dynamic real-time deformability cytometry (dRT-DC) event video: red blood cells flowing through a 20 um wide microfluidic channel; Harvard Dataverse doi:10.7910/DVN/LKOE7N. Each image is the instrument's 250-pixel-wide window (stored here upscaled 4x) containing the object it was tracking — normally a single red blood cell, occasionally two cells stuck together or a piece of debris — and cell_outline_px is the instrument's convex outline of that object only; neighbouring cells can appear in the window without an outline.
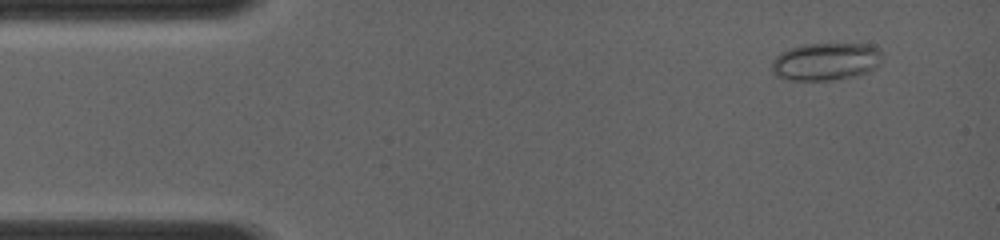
{"species": "common noctule bat (a hibernating species)", "species_latin": "Nyctalus noctula", "temperature_condition": "room temperature", "stored_images_in_passage": 37, "camera_frame_rate_fps": 4000, "um_per_image_px": 0.085, "animal": {"sex": "female", "body_mass_g": 19.0, "forearm_length_mm": 56.7}, "frame": {"image": 1, "passage_image": 1, "time_ms": 0.0, "image_size_px": [1000, 240], "cell_outline_px": [[884, 52], [880, 64], [876, 68], [868, 72], [856, 76], [828, 80], [788, 80], [776, 76], [772, 72], [772, 60], [780, 52], [788, 48], [804, 44], [868, 44], [880, 48]], "centroid_in_image_um": [70.22, 5.22], "position_along_channel_um": 14.8, "area_um2": 24.62}}
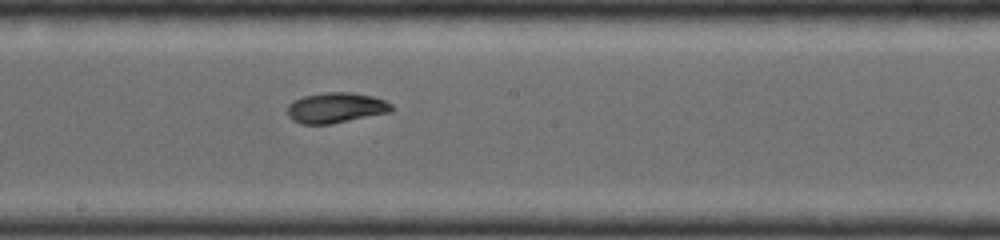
{"frame": {"image": 2, "passage_image": 17, "time_ms": 6.5, "image_size_px": [1000, 240], "cell_outline_px": [[396, 108], [392, 112], [332, 124], [300, 124], [292, 120], [288, 116], [288, 104], [304, 96], [324, 92], [352, 92], [372, 96], [384, 100], [392, 104]], "centroid_in_image_um": [28.59, 9.17], "position_along_channel_um": 219.6, "area_um2": 18.67}}
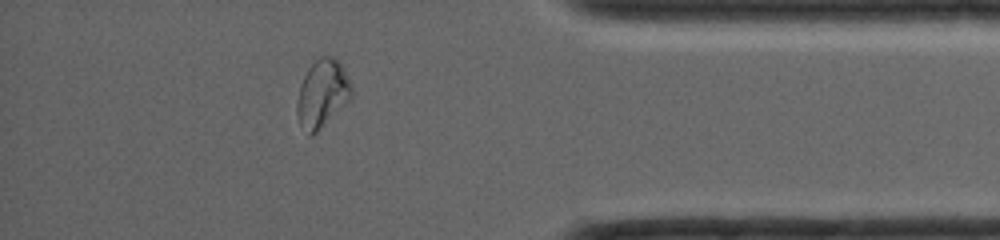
{"frame": {"image": 3, "passage_image": 32, "time_ms": 11.0, "image_size_px": [1000, 240], "cell_outline_px": [[352, 96], [312, 136], [308, 136], [296, 112], [296, 104], [300, 84], [308, 68], [320, 56], [332, 56], [344, 68], [352, 88]], "centroid_in_image_um": [27.38, 7.93], "position_along_channel_um": 407.8, "area_um2": 20.98}}